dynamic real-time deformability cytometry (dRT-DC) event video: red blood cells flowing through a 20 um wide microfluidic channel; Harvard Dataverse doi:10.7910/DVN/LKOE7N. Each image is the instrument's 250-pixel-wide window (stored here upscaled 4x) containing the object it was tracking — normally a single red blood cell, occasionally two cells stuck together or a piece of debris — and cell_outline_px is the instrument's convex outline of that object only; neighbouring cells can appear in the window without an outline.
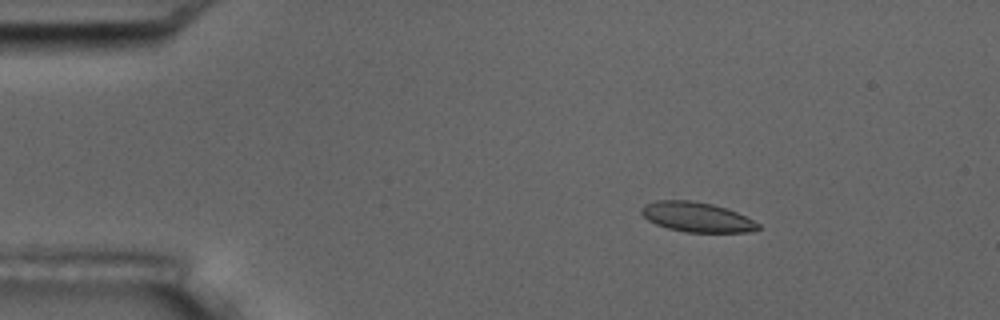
{"species": "common noctule bat (a hibernating species)", "species_latin": "Nyctalus noctula", "temperature_condition": "room temperature", "stored_images_in_passage": 5, "camera_frame_rate_fps": 3000, "um_per_image_px": 0.085, "animal": {"sex": "male", "body_mass_g": 17.5, "forearm_length_mm": 52.3}, "frame": {"image": 1, "passage_image": 2, "time_ms": 2.333, "image_size_px": [1000, 320], "cell_outline_px": [[760, 228], [748, 232], [684, 232], [668, 228], [656, 224], [648, 220], [640, 212], [640, 208], [644, 204], [656, 200], [692, 200], [712, 204], [736, 212], [760, 224]], "centroid_in_image_um": [59.18, 18.44], "position_along_channel_um": 25.8, "area_um2": 20.17}}
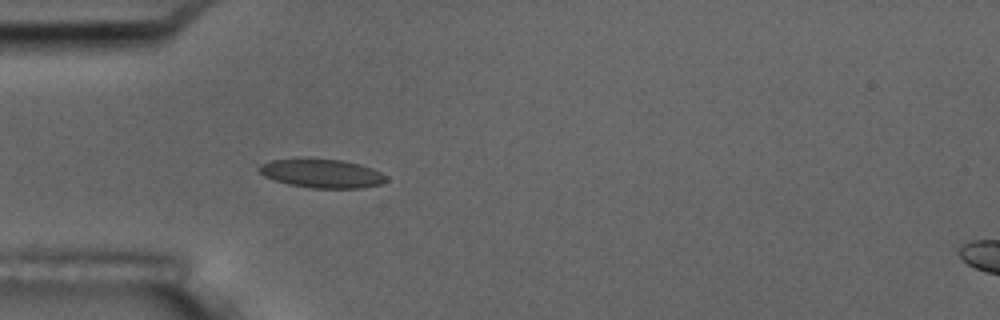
{"frame": {"image": 2, "passage_image": 4, "time_ms": 5.0, "image_size_px": [1000, 320], "cell_outline_px": [[388, 180], [380, 184], [360, 188], [312, 188], [288, 184], [264, 176], [256, 168], [260, 164], [272, 160], [340, 160], [360, 164], [372, 168], [388, 176]], "centroid_in_image_um": [27.39, 14.76], "position_along_channel_um": 57.6, "area_um2": 20.87}}